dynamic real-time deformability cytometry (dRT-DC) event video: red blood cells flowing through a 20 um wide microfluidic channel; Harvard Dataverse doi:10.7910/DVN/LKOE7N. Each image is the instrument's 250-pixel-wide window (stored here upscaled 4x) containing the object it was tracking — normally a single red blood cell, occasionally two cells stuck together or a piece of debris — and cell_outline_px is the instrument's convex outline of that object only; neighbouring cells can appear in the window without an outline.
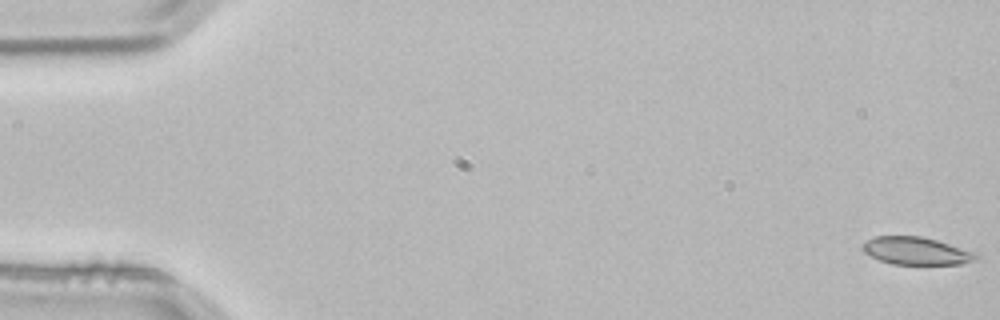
{"species": "common noctule bat (a hibernating species)", "species_latin": "Nyctalus noctula", "temperature_condition": "room temperature", "stored_images_in_passage": 4, "camera_frame_rate_fps": 3000, "um_per_image_px": 0.085, "animal": {"sex": "male", "body_mass_g": 21.5, "forearm_length_mm": 52.0}, "frame": {"image": 1, "passage_image": 1, "time_ms": 0.0, "image_size_px": [1000, 320], "cell_outline_px": [[980, 260], [964, 264], [892, 264], [880, 260], [864, 252], [860, 248], [860, 244], [864, 240], [876, 236], [920, 236], [936, 240], [980, 252]], "centroid_in_image_um": [77.95, 21.33], "position_along_channel_um": 7.1, "area_um2": 18.79}}
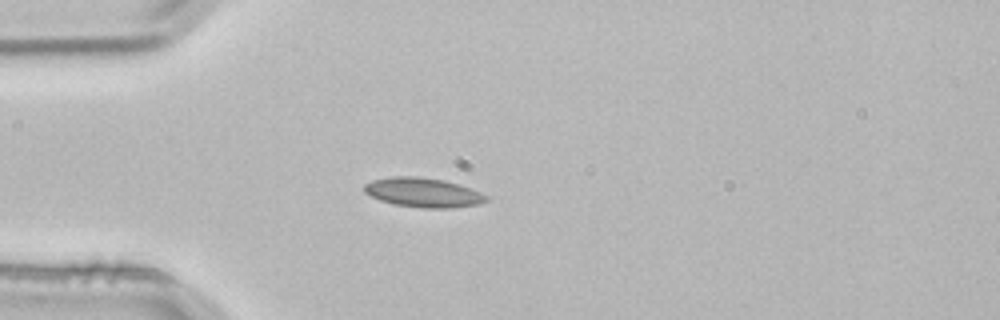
{"frame": {"image": 2, "passage_image": 4, "time_ms": 1.0, "image_size_px": [1000, 320], "cell_outline_px": [[488, 200], [480, 204], [452, 208], [420, 208], [392, 204], [380, 200], [364, 192], [364, 184], [372, 180], [392, 176], [416, 176], [444, 180], [480, 192], [488, 196]], "centroid_in_image_um": [35.95, 16.37], "position_along_channel_um": 49.1, "area_um2": 20.92}}